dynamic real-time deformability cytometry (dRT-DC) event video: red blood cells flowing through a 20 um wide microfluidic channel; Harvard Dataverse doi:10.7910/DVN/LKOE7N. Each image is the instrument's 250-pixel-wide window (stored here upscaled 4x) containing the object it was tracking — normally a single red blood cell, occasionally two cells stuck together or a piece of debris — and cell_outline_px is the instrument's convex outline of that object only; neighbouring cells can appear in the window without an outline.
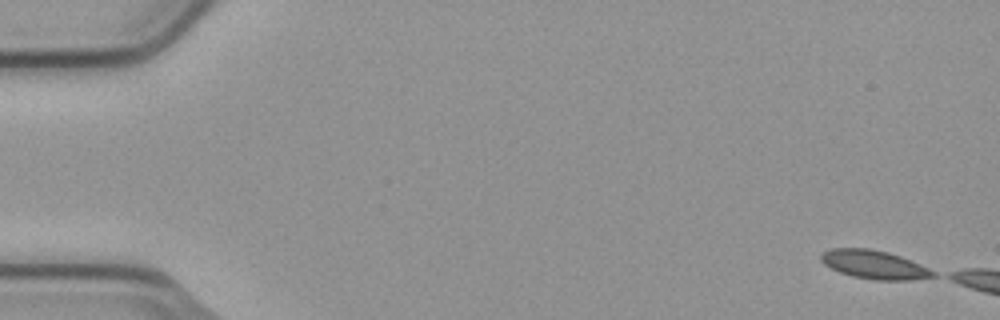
{"species": "common noctule bat (a hibernating species)", "species_latin": "Nyctalus noctula", "temperature_condition": "cold", "stored_images_in_passage": 6, "segment_of_instrument_passage": [2, 2], "camera_frame_rate_fps": 3000, "um_per_image_px": 0.085, "animal": {"sex": "male", "body_mass_g": 23.1, "forearm_length_mm": 52.7}, "frame": {"image": 1, "passage_image": 6, "time_ms": 1.667, "image_size_px": [1000, 320], "cell_outline_px": [[936, 276], [912, 280], [876, 280], [852, 276], [840, 272], [824, 264], [820, 260], [820, 256], [824, 252], [832, 248], [868, 248], [888, 252], [900, 256], [928, 268], [936, 272]], "centroid_in_image_um": [74.31, 22.49], "position_along_channel_um": 10.7, "area_um2": 18.5}}